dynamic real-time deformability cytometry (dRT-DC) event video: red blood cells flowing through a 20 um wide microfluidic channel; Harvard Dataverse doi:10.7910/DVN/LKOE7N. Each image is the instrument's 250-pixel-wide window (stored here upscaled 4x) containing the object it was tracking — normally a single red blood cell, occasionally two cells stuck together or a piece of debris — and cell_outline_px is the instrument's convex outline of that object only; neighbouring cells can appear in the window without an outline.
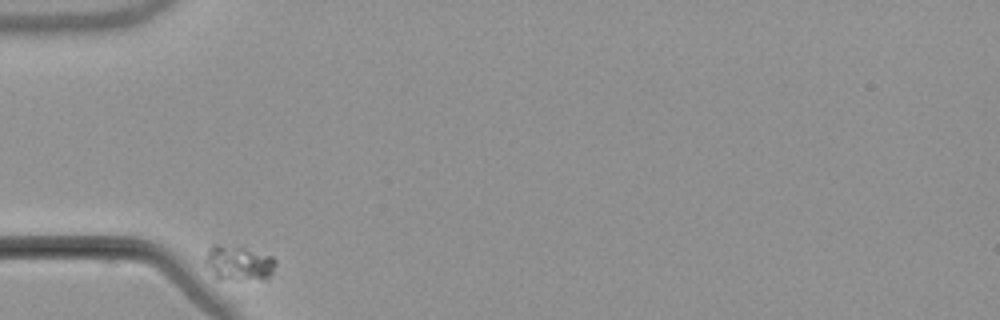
{"species": "common noctule bat (a hibernating species)", "species_latin": "Nyctalus noctula", "temperature_condition": "warm", "stored_images_in_passage": 7, "camera_frame_rate_fps": 3000, "um_per_image_px": 0.085, "animal": {"sex": "male", "body_mass_g": 21.5, "forearm_length_mm": 52.0}, "frame": {"image": 1, "passage_image": 1, "time_ms": 0.0, "image_size_px": [1000, 320], "cell_outline_px": [[276, 264], [268, 280], [216, 280], [212, 276], [204, 264], [204, 260], [208, 248], [212, 244], [216, 244], [244, 248], [272, 256], [276, 260]], "centroid_in_image_um": [20.24, 22.41], "position_along_channel_um": 64.8, "area_um2": 14.85}}
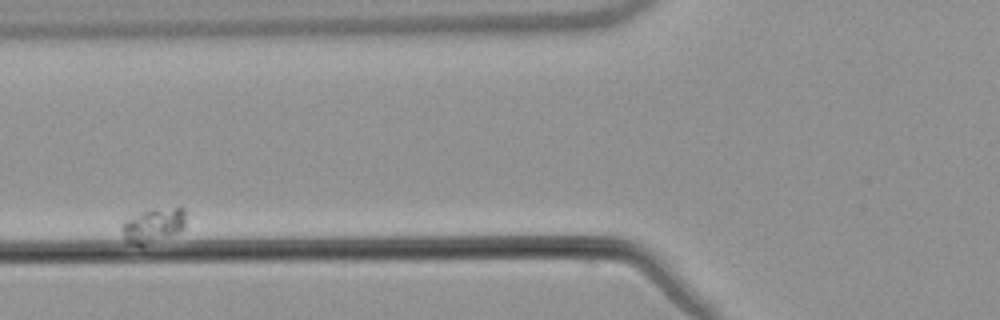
{"frame": {"image": 2, "passage_image": 3, "time_ms": 2.333, "image_size_px": [1000, 320], "cell_outline_px": [[188, 212], [184, 228], [168, 236], [144, 244], [132, 244], [124, 240], [120, 228], [120, 224], [124, 220], [140, 212], [172, 208], [184, 208]], "centroid_in_image_um": [13.01, 19.14], "position_along_channel_um": 112.8, "area_um2": 12.66}}
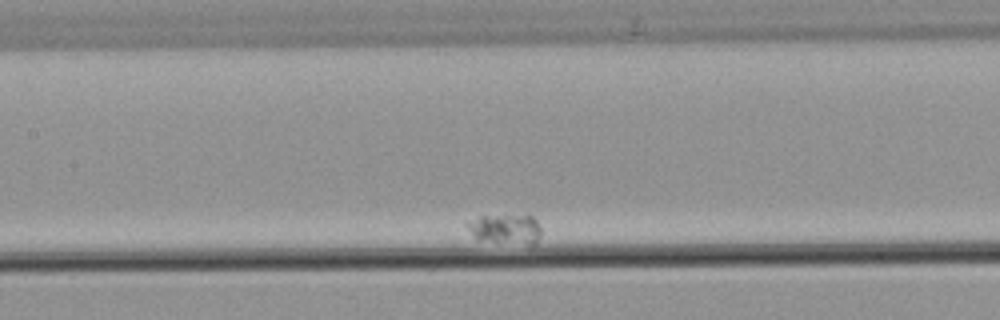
{"frame": {"image": 3, "passage_image": 5, "time_ms": 4.667, "image_size_px": [1000, 320], "cell_outline_px": [[540, 236], [536, 244], [528, 244], [476, 240], [472, 236], [464, 224], [480, 216], [532, 216], [536, 220], [540, 228]], "centroid_in_image_um": [42.94, 19.48], "position_along_channel_um": 164.5, "area_um2": 12.77}}